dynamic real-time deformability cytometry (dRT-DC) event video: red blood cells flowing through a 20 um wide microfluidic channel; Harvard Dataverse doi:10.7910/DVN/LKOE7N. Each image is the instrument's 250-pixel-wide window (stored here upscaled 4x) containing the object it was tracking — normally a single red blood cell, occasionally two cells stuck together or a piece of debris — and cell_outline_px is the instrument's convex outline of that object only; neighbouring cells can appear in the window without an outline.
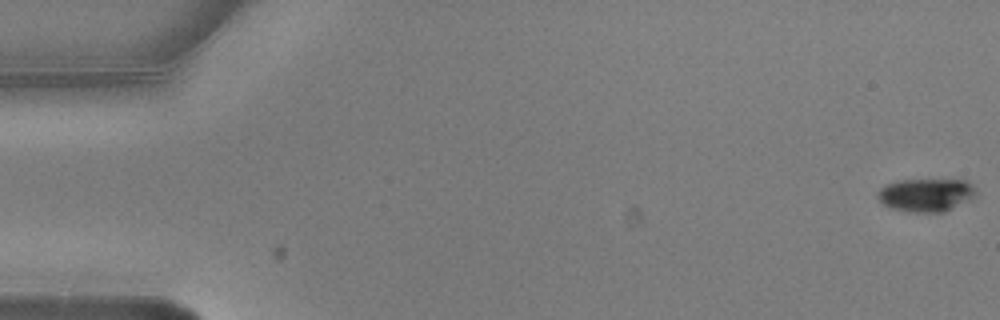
{"species": "common noctule bat (a hibernating species)", "species_latin": "Nyctalus noctula", "temperature_condition": "warm", "stored_images_in_passage": 2, "camera_frame_rate_fps": 3000, "um_per_image_px": 0.085, "animal": {"sex": "male", "body_mass_g": 20.5, "forearm_length_mm": 52.5}, "frame": {"image": 1, "passage_image": 2, "time_ms": 0.333, "image_size_px": [1000, 320], "cell_outline_px": [[976, 196], [944, 212], [908, 212], [892, 208], [884, 204], [876, 196], [876, 192], [884, 184], [896, 180], [968, 180], [976, 188]], "centroid_in_image_um": [78.7, 16.56], "position_along_channel_um": 6.3, "area_um2": 19.13}}